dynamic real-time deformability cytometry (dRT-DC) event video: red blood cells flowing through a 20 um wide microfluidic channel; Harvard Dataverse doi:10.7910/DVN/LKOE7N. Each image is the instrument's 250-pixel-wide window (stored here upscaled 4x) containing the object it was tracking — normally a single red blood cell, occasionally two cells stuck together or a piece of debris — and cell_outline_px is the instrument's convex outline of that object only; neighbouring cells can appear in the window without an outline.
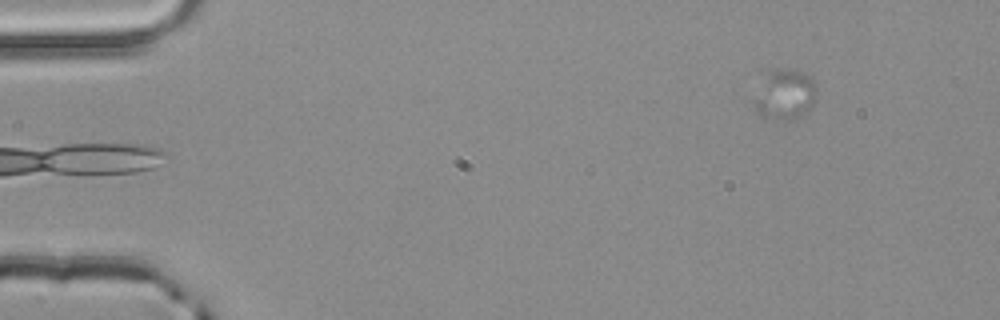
{"species": "common noctule bat (a hibernating species)", "species_latin": "Nyctalus noctula", "temperature_condition": "room temperature", "stored_images_in_passage": 4, "camera_frame_rate_fps": 3000, "um_per_image_px": 0.085, "animal": {"sex": "male", "body_mass_g": 20.4}, "frame": {"image": 1, "passage_image": 4, "time_ms": 1.0, "image_size_px": [1000, 320], "cell_outline_px": [[816, 100], [812, 108], [800, 116], [792, 120], [784, 120], [764, 116], [752, 104], [772, 72], [776, 68], [792, 68], [812, 76], [816, 92]], "centroid_in_image_um": [66.84, 8.05], "position_along_channel_um": 18.2, "area_um2": 17.63}}